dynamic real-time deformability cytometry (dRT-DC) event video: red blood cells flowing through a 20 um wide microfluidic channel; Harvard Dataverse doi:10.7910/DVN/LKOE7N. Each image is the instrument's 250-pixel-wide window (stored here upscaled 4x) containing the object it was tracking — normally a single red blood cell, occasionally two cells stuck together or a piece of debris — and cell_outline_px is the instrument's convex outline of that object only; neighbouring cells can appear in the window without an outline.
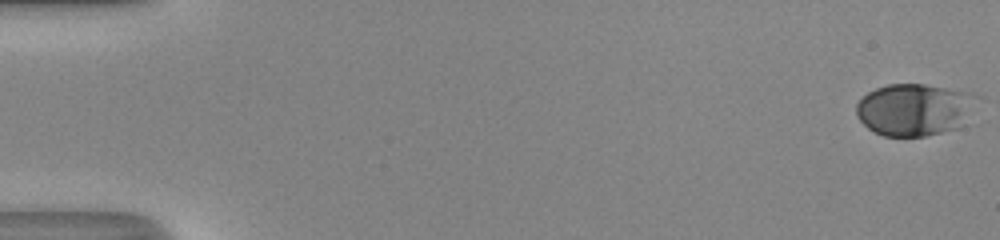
{"species": "human", "species_latin": "Homo sapiens", "temperature_condition": "room temperature", "stored_images_in_passage": 51, "camera_frame_rate_fps": 3000, "um_per_image_px": 0.085, "donor": {"sex": "male"}, "frame": {"image": 1, "passage_image": 1, "time_ms": 0.0, "image_size_px": [1000, 240], "cell_outline_px": [[984, 96], [956, 128], [924, 136], [884, 136], [868, 128], [856, 116], [856, 104], [868, 92], [876, 88], [888, 84], [924, 84], [972, 92]], "centroid_in_image_um": [77.75, 9.28], "position_along_channel_um": 7.2, "area_um2": 36.65}}
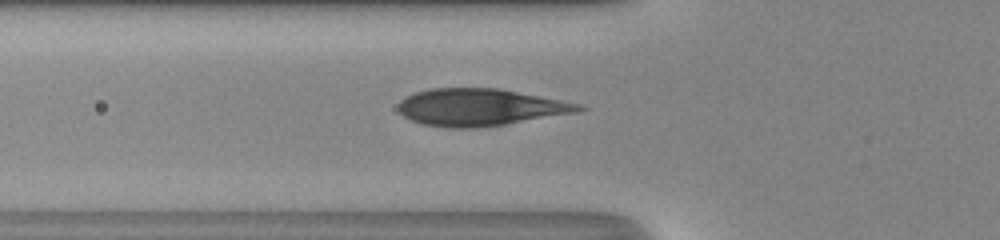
{"frame": {"image": 2, "passage_image": 20, "time_ms": 6.333, "image_size_px": [1000, 240], "cell_outline_px": [[588, 108], [580, 112], [504, 124], [476, 128], [444, 128], [424, 124], [412, 120], [404, 116], [396, 108], [400, 100], [404, 96], [416, 92], [432, 88], [496, 88], [584, 104]], "centroid_in_image_um": [40.82, 9.12], "position_along_channel_um": 85.0, "area_um2": 39.13}}
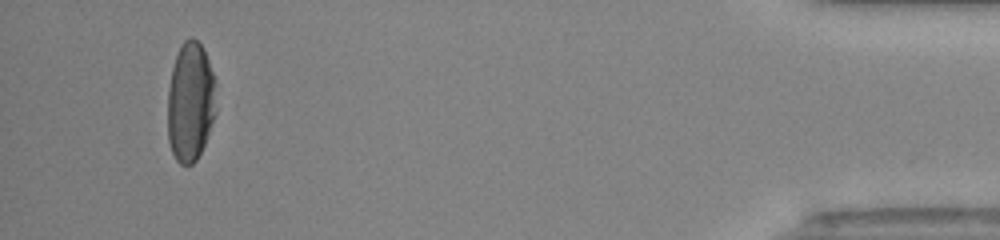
{"frame": {"image": 3, "passage_image": 49, "time_ms": 16.0, "image_size_px": [1000, 240], "cell_outline_px": [[216, 112], [204, 144], [196, 160], [192, 164], [180, 164], [176, 160], [172, 152], [168, 140], [168, 88], [172, 68], [176, 56], [184, 40], [192, 36], [204, 48], [216, 80]], "centroid_in_image_um": [16.2, 8.64], "position_along_channel_um": 419.0, "area_um2": 33.99}}